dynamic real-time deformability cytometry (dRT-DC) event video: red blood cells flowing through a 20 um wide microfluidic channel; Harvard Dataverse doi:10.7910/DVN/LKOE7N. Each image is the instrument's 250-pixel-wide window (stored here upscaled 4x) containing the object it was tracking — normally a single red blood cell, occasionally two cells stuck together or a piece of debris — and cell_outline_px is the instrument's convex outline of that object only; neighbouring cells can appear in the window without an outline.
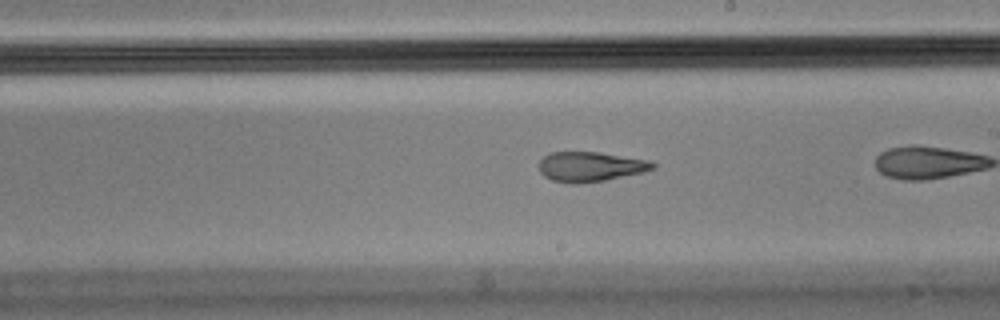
{"species": "Egyptian fruit bat (a non-hibernating species)", "species_latin": "Rousettus aegyptiacus", "temperature_condition": "cold", "stored_images_in_passage": 27, "camera_frame_rate_fps": 3000, "um_per_image_px": 0.085, "animal": {"sex": "male"}, "frame": {"image": 1, "passage_image": 16, "time_ms": 5.0, "image_size_px": [1000, 320], "cell_outline_px": [[656, 168], [644, 172], [604, 180], [580, 184], [572, 184], [552, 180], [544, 176], [540, 172], [540, 160], [544, 156], [552, 152], [600, 152], [652, 160], [656, 164]], "centroid_in_image_um": [50.23, 14.16], "position_along_channel_um": 238.8, "area_um2": 19.94}}